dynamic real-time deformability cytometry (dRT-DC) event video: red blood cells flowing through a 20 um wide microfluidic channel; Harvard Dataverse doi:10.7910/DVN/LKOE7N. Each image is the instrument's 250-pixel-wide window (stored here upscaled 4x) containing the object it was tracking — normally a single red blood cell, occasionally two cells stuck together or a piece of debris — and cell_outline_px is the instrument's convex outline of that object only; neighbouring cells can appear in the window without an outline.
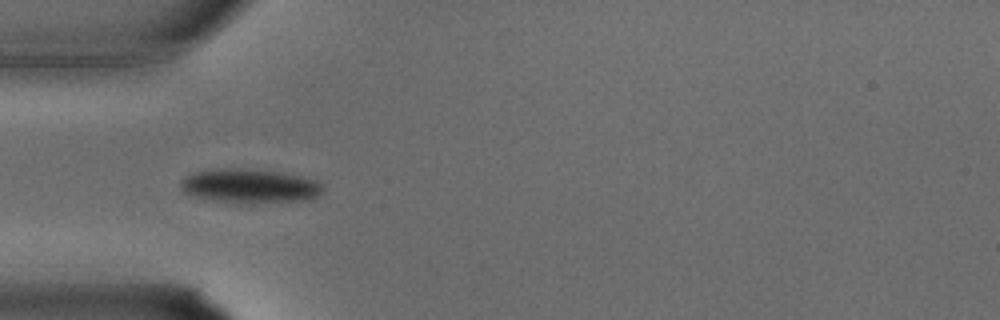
{"species": "common noctule bat (a hibernating species)", "species_latin": "Nyctalus noctula", "temperature_condition": "warm", "stored_images_in_passage": 22, "camera_frame_rate_fps": 3000, "um_per_image_px": 0.085, "animal": {"sex": "male", "body_mass_g": 15.6}, "frame": {"image": 1, "passage_image": 1, "time_ms": 0.0, "image_size_px": [1000, 320], "cell_outline_px": [[324, 192], [316, 196], [304, 200], [252, 204], [236, 204], [204, 200], [184, 192], [180, 184], [184, 176], [196, 172], [224, 168], [240, 168], [280, 172], [300, 176], [316, 180], [324, 184]], "centroid_in_image_um": [21.23, 15.84], "position_along_channel_um": 63.8, "area_um2": 28.84}}
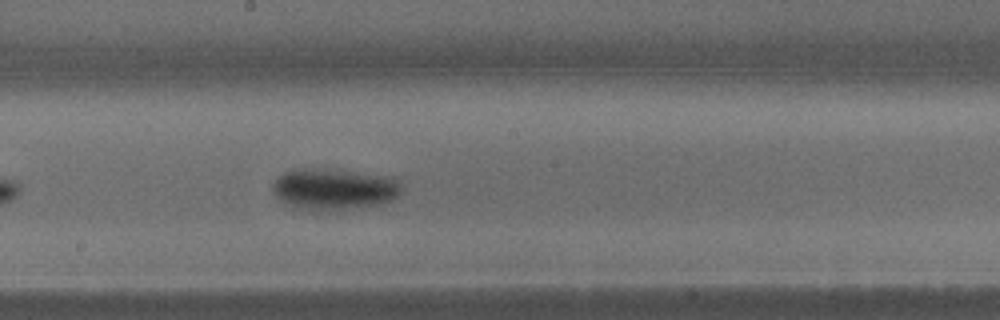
{"frame": {"image": 2, "passage_image": 9, "time_ms": 2.667, "image_size_px": [1000, 320], "cell_outline_px": [[404, 188], [392, 200], [384, 204], [344, 208], [296, 208], [284, 200], [276, 192], [272, 184], [284, 172], [296, 168], [324, 168], [392, 176]], "centroid_in_image_um": [28.48, 16.01], "position_along_channel_um": 219.7, "area_um2": 30.17}}
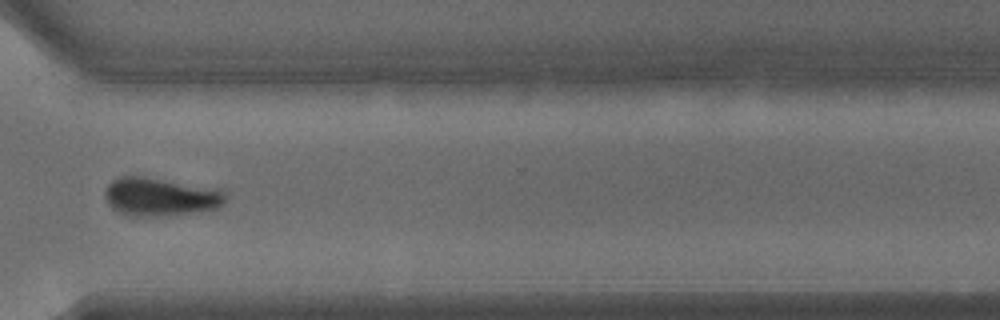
{"frame": {"image": 3, "passage_image": 16, "time_ms": 5.0, "image_size_px": [1000, 320], "cell_outline_px": [[228, 196], [224, 204], [216, 208], [188, 212], [156, 216], [132, 216], [120, 212], [112, 208], [108, 204], [104, 196], [104, 192], [108, 184], [112, 180], [120, 176], [144, 176], [220, 188]], "centroid_in_image_um": [13.63, 16.7], "position_along_channel_um": 357.0, "area_um2": 26.99}}